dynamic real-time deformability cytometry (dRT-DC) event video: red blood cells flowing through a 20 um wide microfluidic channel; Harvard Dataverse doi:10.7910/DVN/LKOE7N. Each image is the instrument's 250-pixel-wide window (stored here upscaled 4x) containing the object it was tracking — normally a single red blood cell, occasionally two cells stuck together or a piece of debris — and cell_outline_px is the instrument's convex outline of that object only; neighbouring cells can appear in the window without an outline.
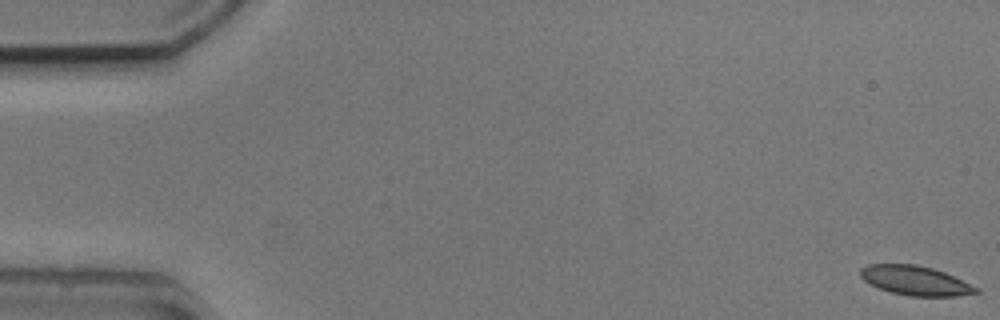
{"species": "common noctule bat (a hibernating species)", "species_latin": "Nyctalus noctula", "temperature_condition": "cold", "stored_images_in_passage": 54, "camera_frame_rate_fps": 3000, "um_per_image_px": 0.085, "animal": {"sex": "male", "body_mass_g": 20.5, "forearm_length_mm": 52.5}, "frame": {"image": 1, "passage_image": 1, "time_ms": 0.0, "image_size_px": [1000, 320], "cell_outline_px": [[980, 292], [952, 296], [912, 296], [892, 292], [880, 288], [864, 280], [860, 276], [860, 268], [868, 264], [916, 264], [932, 268], [944, 272], [980, 288]], "centroid_in_image_um": [77.81, 23.84], "position_along_channel_um": 7.2, "area_um2": 19.59}}
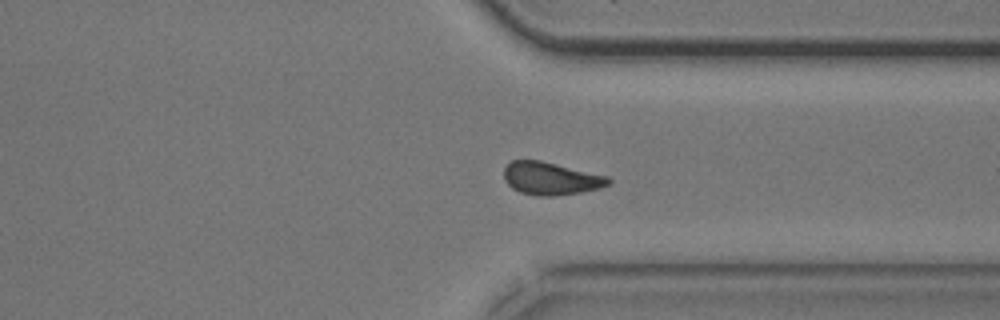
{"frame": {"image": 2, "passage_image": 41, "time_ms": 13.333, "image_size_px": [1000, 320], "cell_outline_px": [[612, 180], [608, 184], [600, 188], [580, 192], [556, 196], [536, 196], [520, 192], [512, 188], [504, 180], [504, 168], [512, 160], [540, 160], [608, 176]], "centroid_in_image_um": [46.8, 15.17], "position_along_channel_um": 364.6, "area_um2": 19.94}}
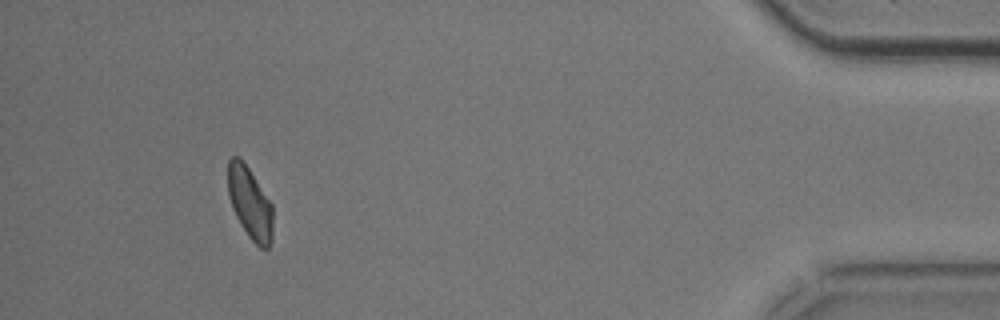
{"frame": {"image": 3, "passage_image": 50, "time_ms": 16.333, "image_size_px": [1000, 320], "cell_outline_px": [[272, 240], [268, 248], [260, 248], [248, 236], [240, 224], [232, 208], [228, 196], [228, 160], [232, 156], [236, 156], [248, 168], [272, 204]], "centroid_in_image_um": [21.23, 17.29], "position_along_channel_um": 414.0, "area_um2": 18.61}, "authors_computed_cell_mechanics": {"area_um2": 20.23, "velocity_mm_per_s": 3.7697, "shape_relaxation_time_tau1_ms": 7.0011, "shape_relaxation_time_tau2_ms": 4.7915, "deformation_change_tau1": 0.133, "deformation_change_tau2": 0.098}}